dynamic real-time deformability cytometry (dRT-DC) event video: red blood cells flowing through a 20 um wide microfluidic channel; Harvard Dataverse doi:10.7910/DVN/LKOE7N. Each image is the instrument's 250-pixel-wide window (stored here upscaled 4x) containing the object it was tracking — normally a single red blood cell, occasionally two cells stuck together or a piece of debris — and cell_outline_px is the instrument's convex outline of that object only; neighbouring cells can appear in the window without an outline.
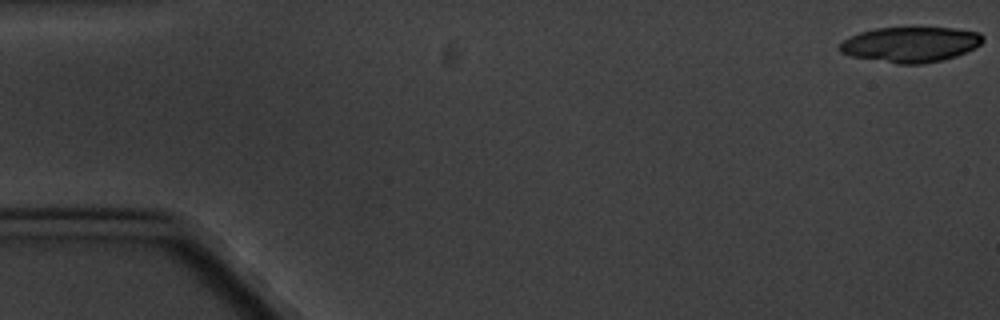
{"species": "common noctule bat (a hibernating species)", "species_latin": "Nyctalus noctula", "temperature_condition": "cold", "stored_images_in_passage": 8, "camera_frame_rate_fps": 3000, "um_per_image_px": 0.085, "animal": {"sex": "male", "body_mass_g": 20.1, "forearm_length_mm": 53.5}, "frame": {"image": 1, "passage_image": 1, "time_ms": 0.0, "image_size_px": [1000, 320], "cell_outline_px": [[984, 40], [980, 44], [956, 56], [940, 60], [920, 64], [896, 64], [852, 56], [840, 52], [836, 48], [844, 40], [860, 32], [876, 28], [952, 28], [980, 32], [984, 36]], "centroid_in_image_um": [77.38, 3.78], "position_along_channel_um": 7.6, "area_um2": 29.25}}